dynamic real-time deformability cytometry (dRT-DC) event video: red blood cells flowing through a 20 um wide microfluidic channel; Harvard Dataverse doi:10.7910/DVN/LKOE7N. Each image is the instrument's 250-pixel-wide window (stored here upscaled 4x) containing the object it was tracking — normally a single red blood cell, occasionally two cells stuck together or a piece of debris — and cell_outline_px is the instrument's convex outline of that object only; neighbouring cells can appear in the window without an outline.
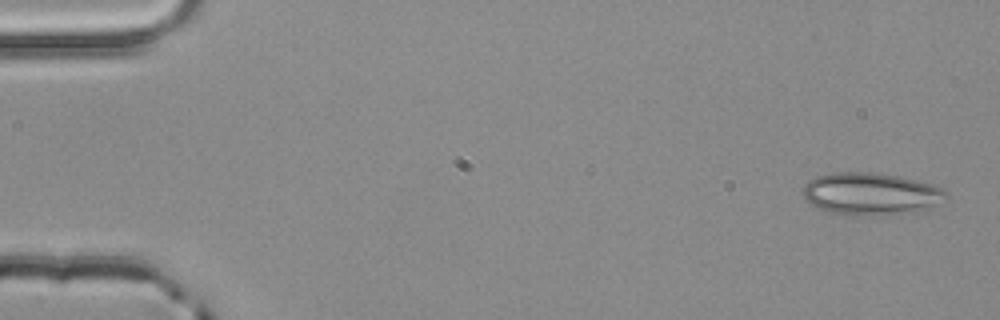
{"species": "common noctule bat (a hibernating species)", "species_latin": "Nyctalus noctula", "temperature_condition": "room temperature", "stored_images_in_passage": 4, "camera_frame_rate_fps": 3000, "um_per_image_px": 0.085, "animal": {"sex": "male", "body_mass_g": 20.4}, "frame": {"image": 1, "passage_image": 1, "time_ms": 0.0, "image_size_px": [1000, 320], "cell_outline_px": [[948, 196], [928, 208], [916, 212], [832, 212], [820, 208], [804, 200], [804, 184], [808, 180], [816, 176], [832, 172], [876, 172], [916, 180], [932, 184], [948, 192]], "centroid_in_image_um": [74.0, 16.4], "position_along_channel_um": 11.0, "area_um2": 33.87}}